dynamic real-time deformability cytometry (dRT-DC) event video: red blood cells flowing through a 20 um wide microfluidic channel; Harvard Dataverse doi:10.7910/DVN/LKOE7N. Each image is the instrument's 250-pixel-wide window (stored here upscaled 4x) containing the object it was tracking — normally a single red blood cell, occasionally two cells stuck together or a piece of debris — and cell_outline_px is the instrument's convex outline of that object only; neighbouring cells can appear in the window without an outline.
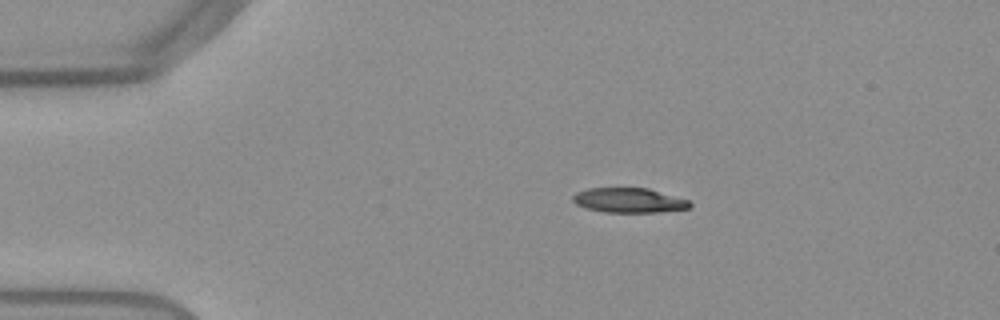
{"species": "Egyptian fruit bat (a non-hibernating species)", "species_latin": "Rousettus aegyptiacus", "temperature_condition": "warm", "stored_images_in_passage": 44, "camera_frame_rate_fps": 3000, "um_per_image_px": 0.085, "frame": {"image": 1, "passage_image": 2, "time_ms": 0.333, "image_size_px": [1000, 320], "cell_outline_px": [[692, 208], [656, 212], [604, 212], [584, 208], [576, 204], [572, 200], [572, 196], [576, 192], [588, 188], [648, 188], [688, 200], [692, 204]], "centroid_in_image_um": [53.44, 17.03], "position_along_channel_um": 31.6, "area_um2": 16.88}}
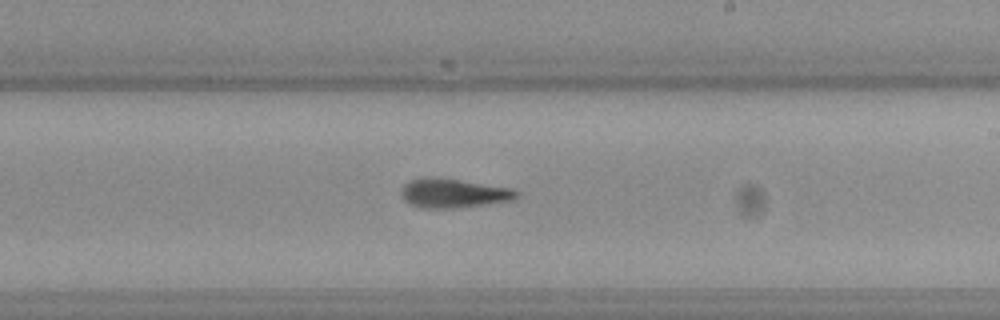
{"frame": {"image": 2, "passage_image": 23, "time_ms": 7.333, "image_size_px": [1000, 320], "cell_outline_px": [[520, 196], [512, 200], [484, 204], [452, 208], [420, 208], [408, 204], [400, 196], [400, 188], [404, 184], [412, 180], [428, 176], [432, 176], [460, 180], [512, 188], [520, 192]], "centroid_in_image_um": [38.5, 16.42], "position_along_channel_um": 250.5, "area_um2": 19.77}}
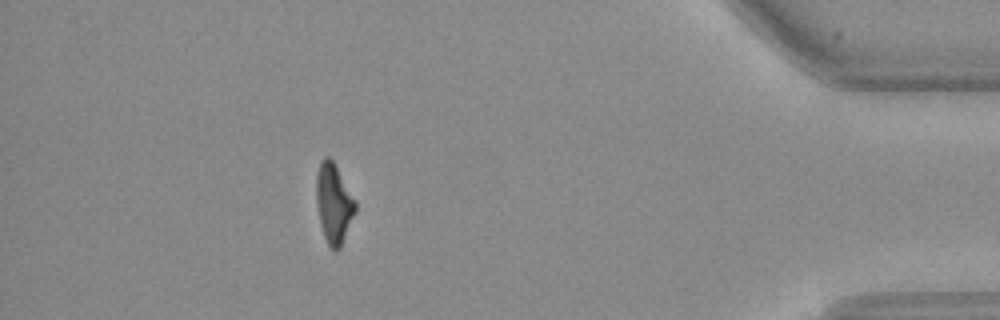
{"frame": {"image": 3, "passage_image": 39, "time_ms": 12.667, "image_size_px": [1000, 320], "cell_outline_px": [[356, 212], [340, 248], [336, 252], [328, 244], [324, 236], [320, 224], [316, 204], [316, 176], [320, 160], [324, 156], [328, 156], [336, 164], [356, 200]], "centroid_in_image_um": [28.37, 17.25], "position_along_channel_um": 406.8, "area_um2": 18.44}}